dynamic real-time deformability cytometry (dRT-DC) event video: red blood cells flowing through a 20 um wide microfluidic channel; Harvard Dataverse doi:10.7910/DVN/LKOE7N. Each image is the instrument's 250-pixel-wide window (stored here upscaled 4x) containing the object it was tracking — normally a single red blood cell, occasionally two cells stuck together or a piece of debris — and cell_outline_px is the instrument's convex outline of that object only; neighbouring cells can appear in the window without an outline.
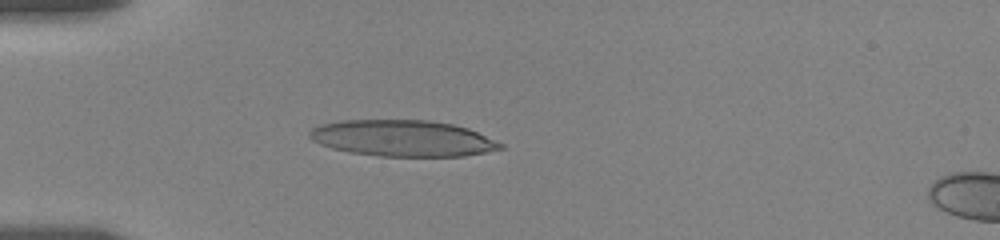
{"species": "human", "species_latin": "Homo sapiens", "temperature_condition": "room temperature", "stored_images_in_passage": 20, "camera_frame_rate_fps": 3000, "um_per_image_px": 0.085, "donor": {"sex": "female"}, "frame": {"image": 1, "passage_image": 4, "time_ms": 3.667, "image_size_px": [1000, 240], "cell_outline_px": [[504, 148], [464, 156], [380, 156], [352, 152], [332, 148], [320, 144], [312, 140], [308, 136], [308, 132], [312, 128], [320, 124], [340, 120], [428, 120], [452, 124], [468, 128], [504, 144]], "centroid_in_image_um": [34.2, 11.74], "position_along_channel_um": 50.8, "area_um2": 40.23}}
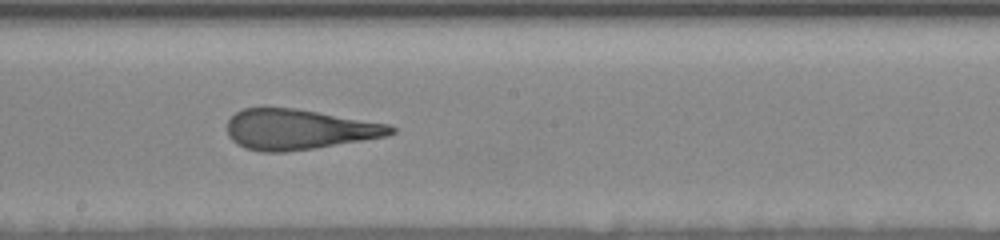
{"frame": {"image": 2, "passage_image": 9, "time_ms": 9.0, "image_size_px": [1000, 240], "cell_outline_px": [[396, 132], [388, 136], [312, 148], [284, 152], [260, 152], [244, 148], [236, 144], [228, 136], [228, 120], [236, 112], [244, 108], [296, 108], [392, 124], [396, 128]], "centroid_in_image_um": [25.42, 11.0], "position_along_channel_um": 222.8, "area_um2": 38.55}}
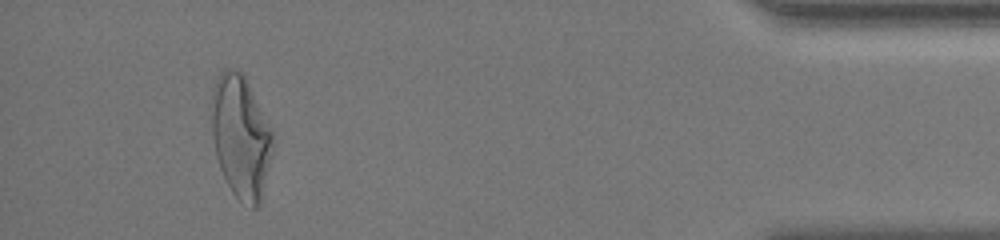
{"frame": {"image": 3, "passage_image": 18, "time_ms": 16.0, "image_size_px": [1000, 240], "cell_outline_px": [[276, 140], [260, 204], [256, 208], [252, 208], [240, 200], [232, 192], [220, 168], [216, 156], [212, 136], [212, 92], [216, 80], [220, 72], [224, 68], [232, 68], [240, 72], [244, 76], [272, 128], [276, 136]], "centroid_in_image_um": [20.5, 11.63], "position_along_channel_um": 414.7, "area_um2": 44.1}, "authors_computed_cell_mechanics": {"area_um2": 39.9687, "velocity_mm_per_s": 3.5144, "shape_relaxation_time_tau1_ms": 8.1701, "shape_relaxation_time_tau2_ms": 0.7691, "deformation_change_tau1": 0.264, "deformation_change_tau2": 0.0993}}